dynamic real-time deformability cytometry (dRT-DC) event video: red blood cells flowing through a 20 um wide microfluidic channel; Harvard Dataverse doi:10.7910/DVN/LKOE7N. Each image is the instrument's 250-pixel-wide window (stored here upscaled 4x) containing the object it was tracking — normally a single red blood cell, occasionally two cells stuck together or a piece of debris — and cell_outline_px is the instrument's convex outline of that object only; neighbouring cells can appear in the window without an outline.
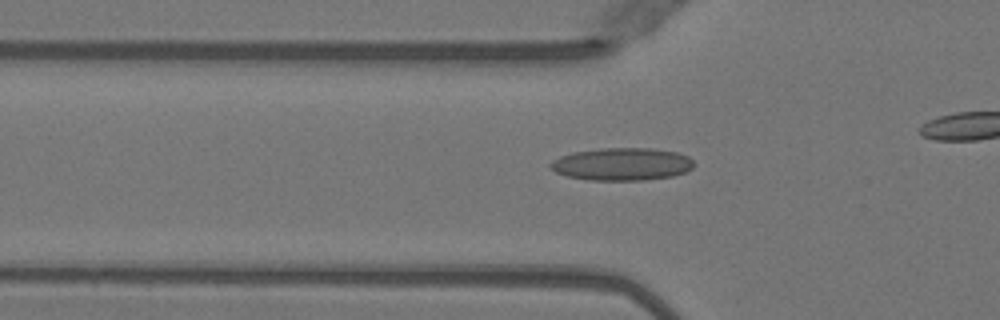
{"species": "Egyptian fruit bat (a non-hibernating species)", "species_latin": "Rousettus aegyptiacus", "temperature_condition": "warm", "stored_images_in_passage": 41, "camera_frame_rate_fps": 3000, "um_per_image_px": 0.085, "animal": {"sex": "female"}, "frame": {"image": 1, "passage_image": 17, "time_ms": 5.333, "image_size_px": [1000, 320], "cell_outline_px": [[692, 168], [684, 172], [672, 176], [644, 180], [588, 180], [568, 176], [556, 172], [548, 164], [552, 160], [560, 156], [572, 152], [600, 148], [652, 148], [676, 152], [688, 156], [692, 160]], "centroid_in_image_um": [52.84, 13.94], "position_along_channel_um": 73.0, "area_um2": 27.22}}
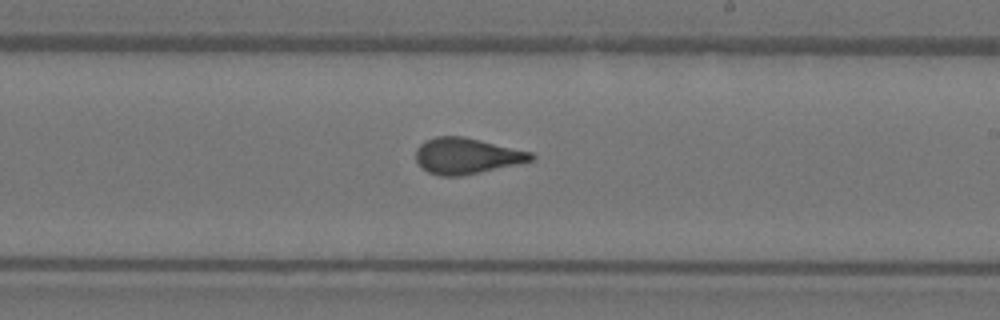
{"frame": {"image": 2, "passage_image": 30, "time_ms": 9.667, "image_size_px": [1000, 320], "cell_outline_px": [[536, 156], [532, 160], [480, 172], [460, 176], [440, 176], [428, 172], [416, 160], [416, 148], [420, 144], [436, 136], [464, 136], [532, 152]], "centroid_in_image_um": [39.65, 13.24], "position_along_channel_um": 249.3, "area_um2": 23.87}}
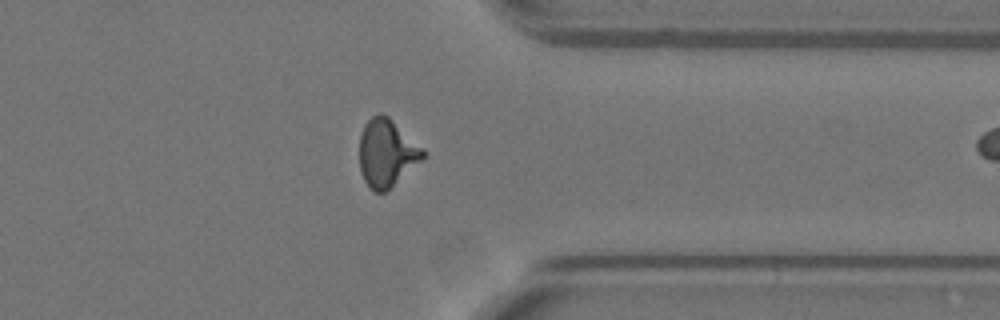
{"frame": {"image": 3, "passage_image": 40, "time_ms": 13.0, "image_size_px": [1000, 320], "cell_outline_px": [[424, 156], [420, 160], [384, 192], [376, 192], [368, 188], [360, 172], [360, 132], [364, 124], [372, 116], [380, 112], [388, 116], [424, 148]], "centroid_in_image_um": [32.83, 12.96], "position_along_channel_um": 378.6, "area_um2": 24.68}}